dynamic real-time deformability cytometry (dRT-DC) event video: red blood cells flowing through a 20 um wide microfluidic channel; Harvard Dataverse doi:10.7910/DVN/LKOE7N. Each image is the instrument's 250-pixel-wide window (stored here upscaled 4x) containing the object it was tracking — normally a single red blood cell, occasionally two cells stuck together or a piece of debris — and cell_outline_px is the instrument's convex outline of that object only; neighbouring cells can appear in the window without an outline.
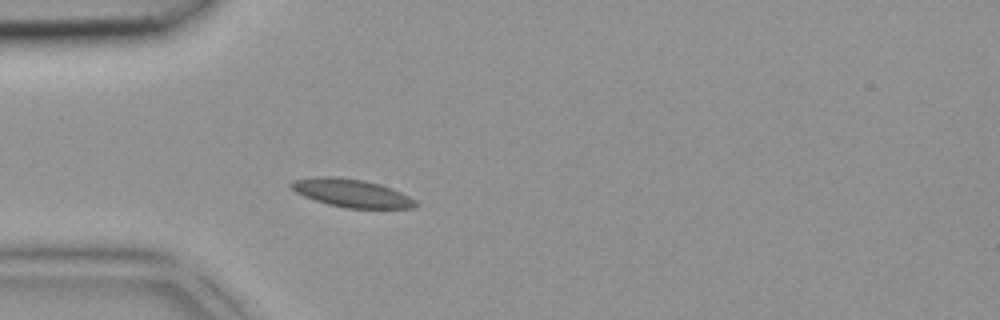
{"species": "common noctule bat (a hibernating species)", "species_latin": "Nyctalus noctula", "temperature_condition": "room temperature", "stored_images_in_passage": 1, "camera_frame_rate_fps": 3000, "um_per_image_px": 0.085, "animal": {"sex": "female", "body_mass_g": 18.4}, "frame": {"image": 1, "passage_image": 1, "time_ms": 0.0, "image_size_px": [1000, 320], "cell_outline_px": [[420, 204], [412, 208], [344, 208], [328, 204], [304, 196], [296, 192], [288, 184], [292, 180], [312, 176], [336, 176], [364, 180], [380, 184], [392, 188], [416, 200]], "centroid_in_image_um": [29.87, 16.4], "position_along_channel_um": 55.1, "area_um2": 20.52}}